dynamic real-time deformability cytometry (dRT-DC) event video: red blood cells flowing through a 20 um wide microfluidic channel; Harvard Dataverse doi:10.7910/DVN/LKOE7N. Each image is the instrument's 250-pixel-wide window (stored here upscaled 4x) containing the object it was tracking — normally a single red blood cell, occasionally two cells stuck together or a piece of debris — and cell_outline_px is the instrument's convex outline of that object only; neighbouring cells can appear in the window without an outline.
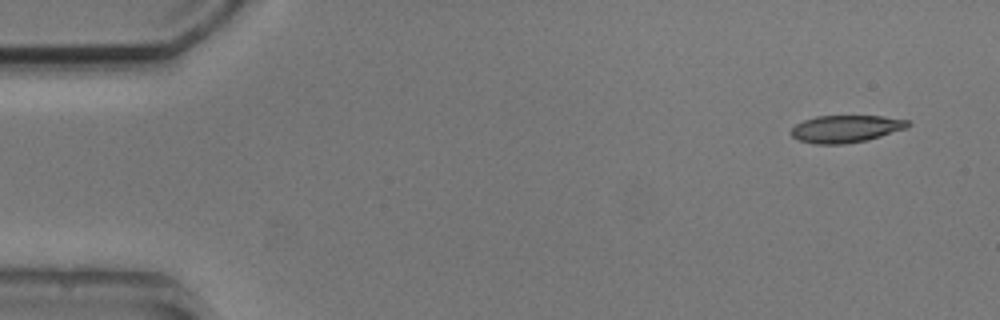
{"species": "common noctule bat (a hibernating species)", "species_latin": "Nyctalus noctula", "temperature_condition": "cold", "stored_images_in_passage": 6, "camera_frame_rate_fps": 3000, "um_per_image_px": 0.085, "animal": {"sex": "male", "body_mass_g": 20.5, "forearm_length_mm": 52.5}, "frame": {"image": 1, "passage_image": 1, "time_ms": 0.0, "image_size_px": [1000, 320], "cell_outline_px": [[912, 124], [908, 128], [868, 140], [844, 144], [812, 144], [800, 140], [792, 136], [792, 128], [796, 124], [804, 120], [816, 116], [884, 116], [908, 120]], "centroid_in_image_um": [71.94, 10.95], "position_along_channel_um": 13.1, "area_um2": 18.67}}
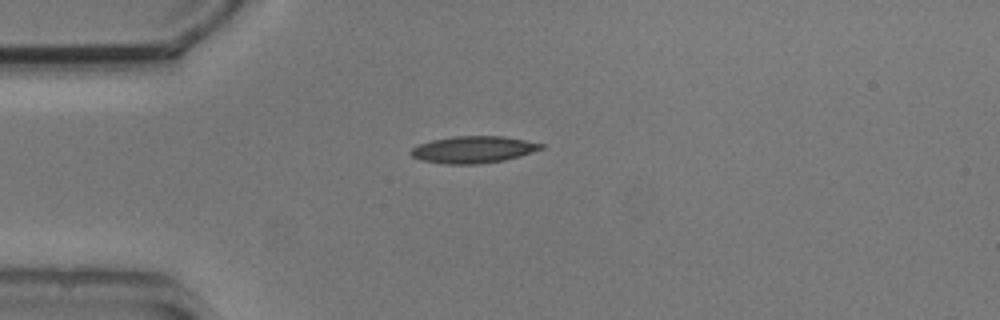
{"frame": {"image": 2, "passage_image": 3, "time_ms": 3.333, "image_size_px": [1000, 320], "cell_outline_px": [[544, 148], [520, 156], [504, 160], [480, 164], [444, 164], [420, 160], [412, 156], [408, 152], [412, 148], [420, 144], [432, 140], [452, 136], [504, 136], [544, 144]], "centroid_in_image_um": [40.21, 12.71], "position_along_channel_um": 44.8, "area_um2": 20.46}}